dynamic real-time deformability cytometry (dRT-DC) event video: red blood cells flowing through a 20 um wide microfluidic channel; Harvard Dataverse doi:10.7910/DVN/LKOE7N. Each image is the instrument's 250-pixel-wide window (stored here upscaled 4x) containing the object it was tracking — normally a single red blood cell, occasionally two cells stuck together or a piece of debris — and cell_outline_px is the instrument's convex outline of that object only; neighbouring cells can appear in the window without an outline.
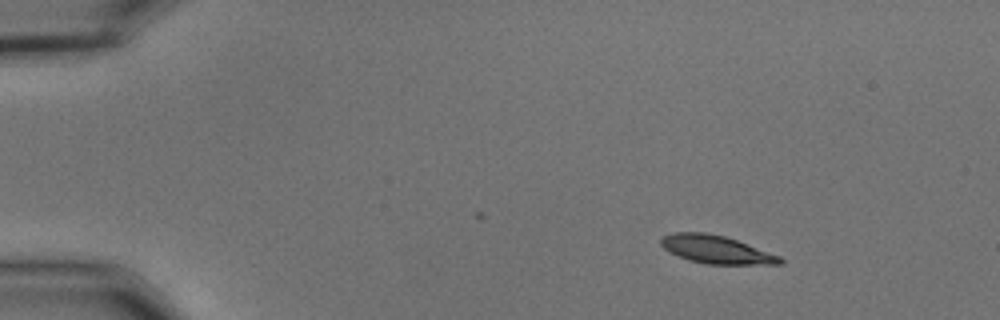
{"species": "common noctule bat (a hibernating species)", "species_latin": "Nyctalus noctula", "temperature_condition": "cold", "stored_images_in_passage": 49, "camera_frame_rate_fps": 3000, "um_per_image_px": 0.085, "animal": {"sex": "male", "body_mass_g": 15.6}, "frame": {"image": 1, "passage_image": 1, "time_ms": 0.0, "image_size_px": [1000, 320], "cell_outline_px": [[784, 264], [704, 264], [688, 260], [664, 248], [660, 244], [660, 236], [672, 232], [704, 232], [724, 236], [736, 240], [780, 256], [784, 260]], "centroid_in_image_um": [60.85, 21.2], "position_along_channel_um": 24.1, "area_um2": 19.36}}
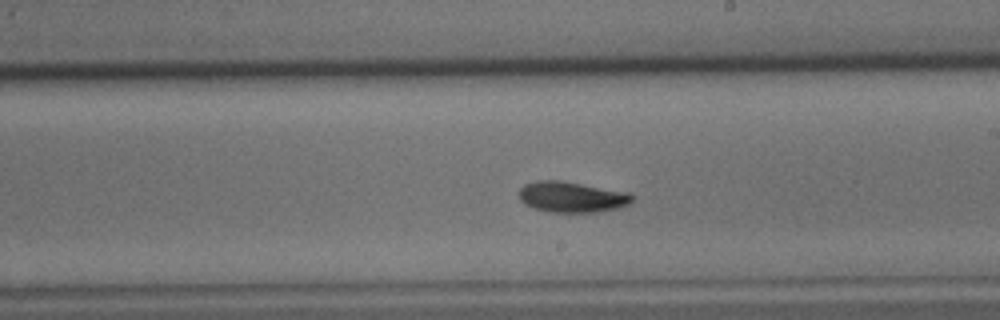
{"frame": {"image": 2, "passage_image": 26, "time_ms": 8.333, "image_size_px": [1000, 320], "cell_outline_px": [[636, 196], [628, 204], [620, 208], [600, 212], [552, 212], [536, 208], [524, 204], [520, 200], [516, 192], [524, 184], [536, 180], [560, 180], [632, 192]], "centroid_in_image_um": [48.63, 16.73], "position_along_channel_um": 240.4, "area_um2": 20.75}}
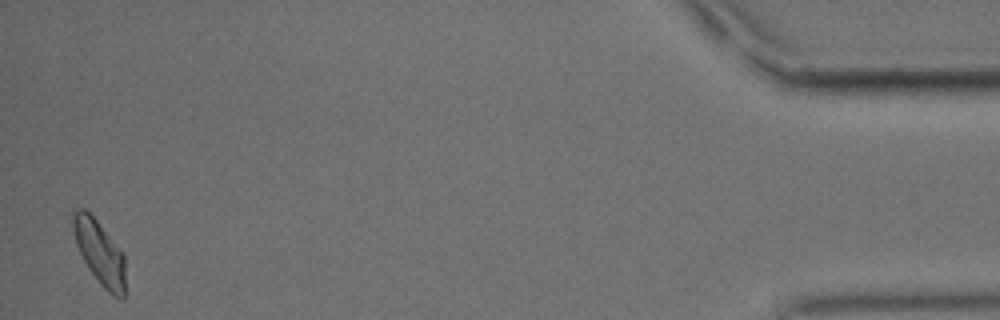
{"frame": {"image": 3, "passage_image": 48, "time_ms": 15.667, "image_size_px": [1000, 320], "cell_outline_px": [[124, 300], [120, 300], [108, 292], [100, 284], [88, 268], [76, 244], [72, 228], [72, 212], [76, 208], [84, 208], [96, 220], [124, 256]], "centroid_in_image_um": [8.43, 21.48], "position_along_channel_um": 426.8, "area_um2": 19.13}, "authors_computed_cell_mechanics": {"area_um2": 19.4208, "velocity_mm_per_s": 3.6294, "shape_relaxation_time_tau1_ms": 3.1583, "shape_relaxation_time_tau2_ms": null, "deformation_change_tau1": 0.1083, "deformation_change_tau2": null}}